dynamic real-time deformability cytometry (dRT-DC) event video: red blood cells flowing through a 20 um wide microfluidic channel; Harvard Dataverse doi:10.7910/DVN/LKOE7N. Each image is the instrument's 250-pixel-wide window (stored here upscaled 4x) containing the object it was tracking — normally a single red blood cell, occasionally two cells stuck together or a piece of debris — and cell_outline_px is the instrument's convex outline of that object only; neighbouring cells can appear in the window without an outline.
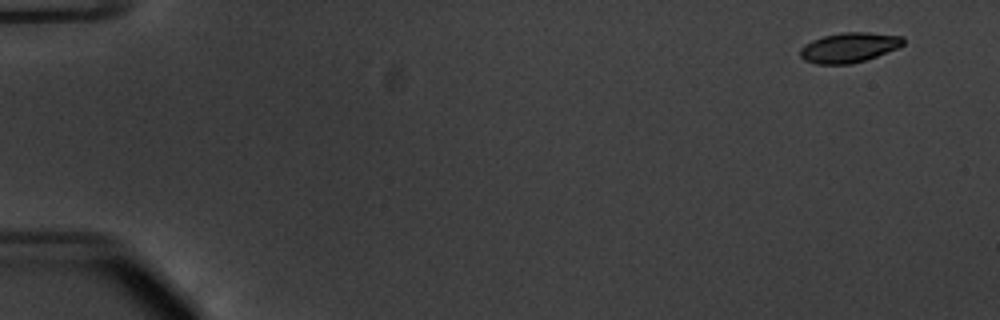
{"species": "common noctule bat (a hibernating species)", "species_latin": "Nyctalus noctula", "temperature_condition": "warm", "stored_images_in_passage": 54, "camera_frame_rate_fps": 3000, "um_per_image_px": 0.085, "animal": {"sex": "male", "body_mass_g": 20.1, "forearm_length_mm": 53.5}, "frame": {"image": 1, "passage_image": 3, "time_ms": 0.667, "image_size_px": [1000, 320], "cell_outline_px": [[904, 44], [896, 48], [876, 56], [852, 64], [816, 64], [804, 60], [800, 56], [800, 48], [804, 44], [812, 40], [824, 36], [840, 32], [868, 32], [904, 36]], "centroid_in_image_um": [72.15, 4.03], "position_along_channel_um": 12.9, "area_um2": 17.98}}
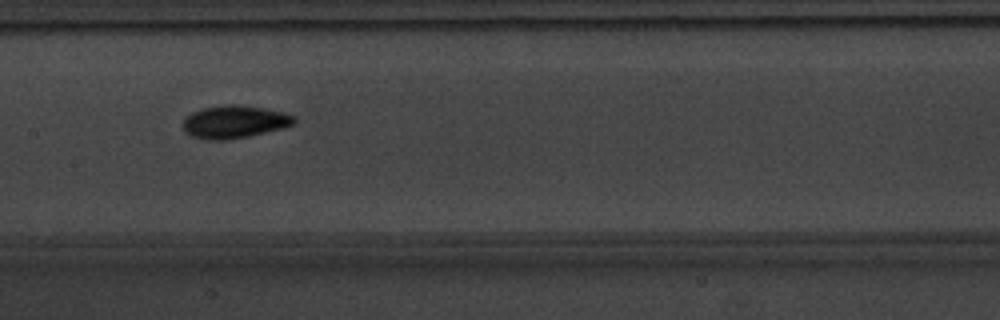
{"frame": {"image": 2, "passage_image": 28, "time_ms": 9.0, "image_size_px": [1000, 320], "cell_outline_px": [[296, 124], [248, 136], [224, 140], [208, 140], [192, 136], [184, 132], [184, 120], [192, 112], [200, 108], [228, 104], [236, 104], [264, 108], [284, 112], [296, 116]], "centroid_in_image_um": [19.94, 10.34], "position_along_channel_um": 187.5, "area_um2": 21.15}}
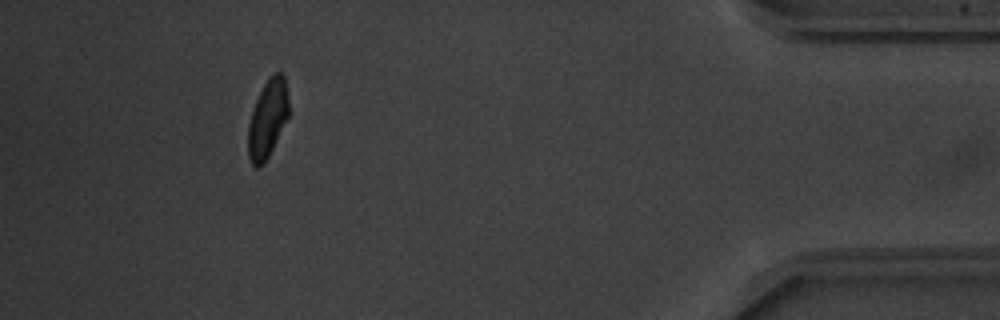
{"frame": {"image": 3, "passage_image": 50, "time_ms": 16.333, "image_size_px": [1000, 320], "cell_outline_px": [[288, 116], [264, 164], [256, 168], [252, 164], [248, 156], [248, 124], [256, 100], [264, 84], [272, 72], [280, 72], [284, 76], [288, 96]], "centroid_in_image_um": [22.73, 10.08], "position_along_channel_um": 412.5, "area_um2": 18.21}, "authors_computed_cell_mechanics": {"area_um2": 19.1029, "velocity_mm_per_s": 3.7764, "shape_relaxation_time_tau1_ms": 2.6521, "shape_relaxation_time_tau2_ms": 2.0283, "deformation_change_tau1": 0.1435, "deformation_change_tau2": 0.0646}}